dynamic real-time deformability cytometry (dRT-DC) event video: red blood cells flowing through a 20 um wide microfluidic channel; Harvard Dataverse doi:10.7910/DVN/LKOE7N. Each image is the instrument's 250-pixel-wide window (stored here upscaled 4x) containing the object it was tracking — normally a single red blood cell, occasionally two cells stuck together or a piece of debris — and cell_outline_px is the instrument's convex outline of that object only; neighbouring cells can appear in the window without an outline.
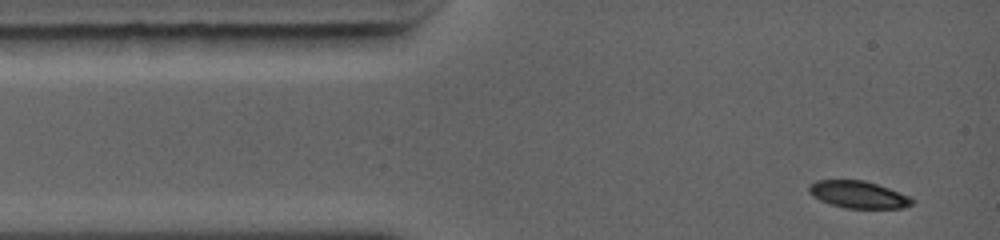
{"species": "common noctule bat (a hibernating species)", "species_latin": "Nyctalus noctula", "temperature_condition": "warm", "stored_images_in_passage": 18, "camera_frame_rate_fps": 5000, "um_per_image_px": 0.085, "animal": {"sex": "female", "body_mass_g": 19.0, "forearm_length_mm": 56.7}, "frame": {"image": 1, "passage_image": 1, "time_ms": 0.0, "image_size_px": [1000, 240], "cell_outline_px": [[916, 200], [912, 204], [900, 208], [844, 208], [820, 200], [808, 192], [808, 184], [816, 180], [864, 180], [888, 188], [908, 196]], "centroid_in_image_um": [72.92, 16.53], "position_along_channel_um": 12.1, "area_um2": 16.18}}
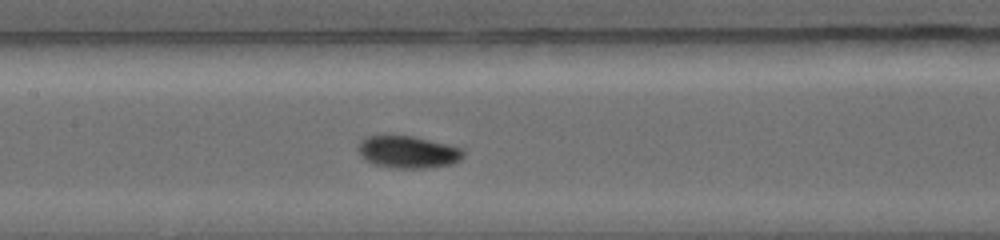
{"frame": {"image": 2, "passage_image": 9, "time_ms": 4.8, "image_size_px": [1000, 240], "cell_outline_px": [[464, 156], [460, 160], [452, 164], [424, 168], [392, 168], [376, 164], [364, 160], [360, 156], [356, 148], [360, 140], [364, 136], [388, 132], [412, 136], [448, 144], [464, 148]], "centroid_in_image_um": [34.6, 12.87], "position_along_channel_um": 172.8, "area_um2": 20.63}}
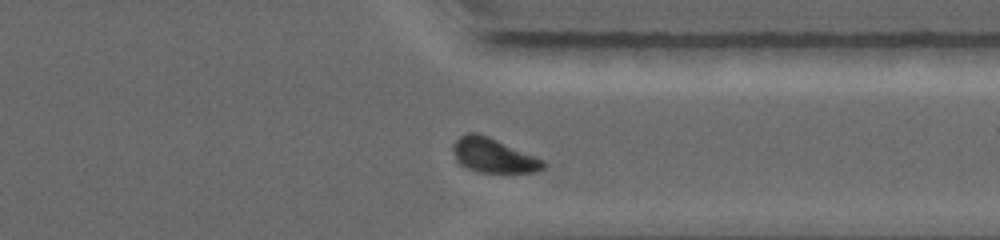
{"frame": {"image": 3, "passage_image": 16, "time_ms": 9.2, "image_size_px": [1000, 240], "cell_outline_px": [[548, 164], [544, 168], [536, 172], [480, 172], [468, 168], [460, 164], [456, 160], [452, 148], [452, 144], [460, 136], [468, 132], [476, 132], [488, 136], [536, 156], [544, 160]], "centroid_in_image_um": [41.95, 13.2], "position_along_channel_um": 369.5, "area_um2": 18.15}, "authors_computed_cell_mechanics": {"area_um2": 18.5827, "velocity_mm_per_s": 4.4584, "shape_relaxation_time_tau1_ms": 2.1713, "shape_relaxation_time_tau2_ms": 3.4579, "deformation_change_tau1": 0.1398, "deformation_change_tau2": 0.0613}}